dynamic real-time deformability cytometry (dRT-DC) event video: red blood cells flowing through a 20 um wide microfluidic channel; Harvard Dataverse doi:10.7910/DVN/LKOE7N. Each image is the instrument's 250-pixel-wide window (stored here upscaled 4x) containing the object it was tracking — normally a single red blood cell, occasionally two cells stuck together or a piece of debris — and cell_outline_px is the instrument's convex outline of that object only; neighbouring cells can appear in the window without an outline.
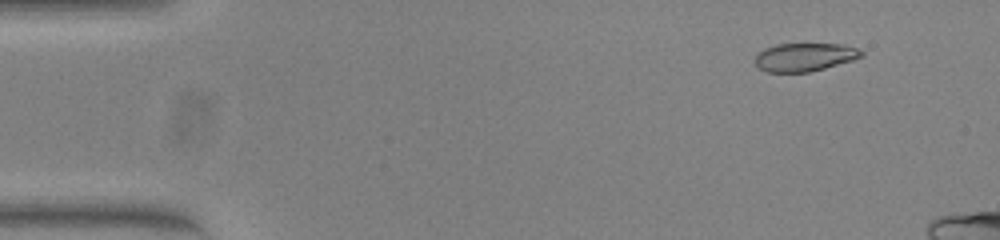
{"species": "common noctule bat (a hibernating species)", "species_latin": "Nyctalus noctula", "temperature_condition": "warm", "stored_images_in_passage": 50, "camera_frame_rate_fps": 3000, "um_per_image_px": 0.085, "animal": {"sex": "female", "body_mass_g": 23.0, "forearm_length_mm": 53.4}, "frame": {"image": 1, "passage_image": 5, "time_ms": 1.333, "image_size_px": [1000, 240], "cell_outline_px": [[864, 56], [852, 60], [824, 68], [808, 72], [768, 72], [760, 68], [756, 64], [756, 56], [764, 48], [776, 44], [840, 44], [860, 48], [864, 52]], "centroid_in_image_um": [68.43, 4.84], "position_along_channel_um": 16.6, "area_um2": 17.4}}
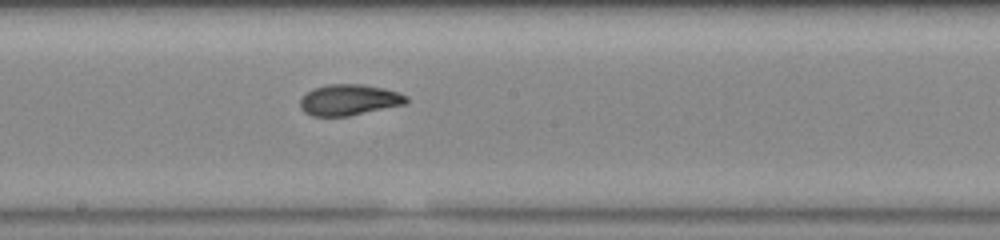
{"frame": {"image": 2, "passage_image": 29, "time_ms": 9.333, "image_size_px": [1000, 240], "cell_outline_px": [[408, 104], [348, 116], [312, 116], [304, 112], [300, 108], [300, 100], [312, 88], [328, 84], [360, 84], [384, 88], [400, 92], [408, 96]], "centroid_in_image_um": [29.71, 8.49], "position_along_channel_um": 218.5, "area_um2": 19.36}}
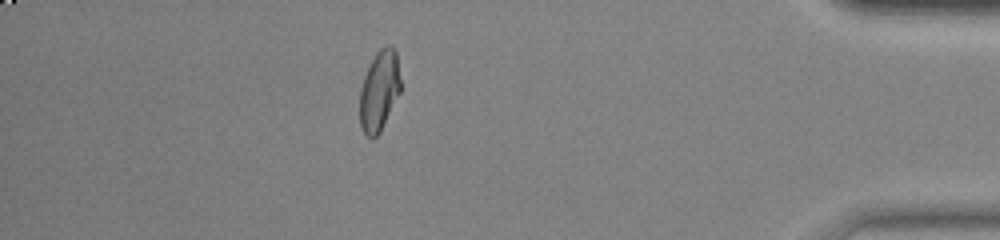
{"frame": {"image": 3, "passage_image": 47, "time_ms": 15.333, "image_size_px": [1000, 240], "cell_outline_px": [[400, 92], [380, 132], [376, 136], [368, 136], [364, 132], [360, 124], [360, 88], [364, 76], [376, 52], [380, 48], [388, 44], [392, 44], [396, 48], [400, 80]], "centroid_in_image_um": [32.25, 7.66], "position_along_channel_um": 403.0, "area_um2": 19.02}, "authors_computed_cell_mechanics": {"area_um2": 19.1896, "velocity_mm_per_s": 3.8436, "shape_relaxation_time_tau1_ms": 6.6266, "shape_relaxation_time_tau2_ms": 1.3877, "deformation_change_tau1": 0.2131, "deformation_change_tau2": 0.0564}}